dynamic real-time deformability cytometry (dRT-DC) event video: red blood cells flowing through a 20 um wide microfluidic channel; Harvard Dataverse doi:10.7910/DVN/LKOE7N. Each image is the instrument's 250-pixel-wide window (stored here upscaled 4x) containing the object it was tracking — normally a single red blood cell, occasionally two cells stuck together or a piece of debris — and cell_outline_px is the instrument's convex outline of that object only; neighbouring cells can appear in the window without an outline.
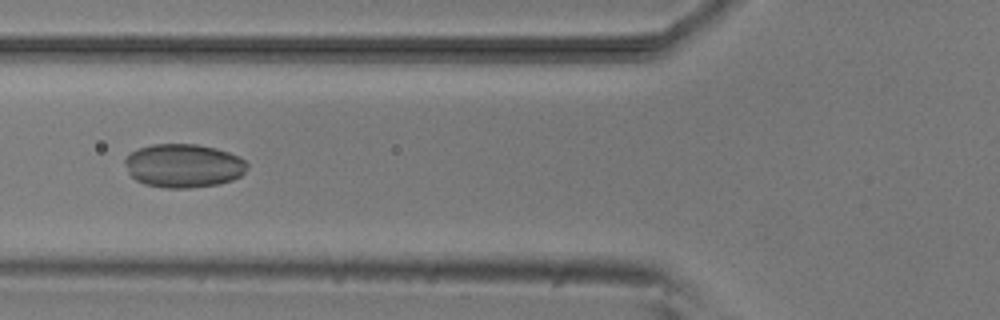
{"species": "common noctule bat (a hibernating species)", "species_latin": "Nyctalus noctula", "temperature_condition": "room temperature", "stored_images_in_passage": 6, "camera_frame_rate_fps": 3000, "um_per_image_px": 0.085, "animal": {"sex": "male", "body_mass_g": 20.5, "forearm_length_mm": 52.5}, "frame": {"image": 1, "passage_image": 6, "time_ms": 5.667, "image_size_px": [1000, 320], "cell_outline_px": [[248, 168], [240, 176], [232, 180], [220, 184], [188, 188], [164, 188], [144, 184], [136, 180], [128, 172], [124, 164], [124, 160], [132, 152], [140, 148], [152, 144], [196, 144], [216, 148], [240, 156], [248, 164]], "centroid_in_image_um": [15.61, 14.09], "position_along_channel_um": 110.2, "area_um2": 31.21}}